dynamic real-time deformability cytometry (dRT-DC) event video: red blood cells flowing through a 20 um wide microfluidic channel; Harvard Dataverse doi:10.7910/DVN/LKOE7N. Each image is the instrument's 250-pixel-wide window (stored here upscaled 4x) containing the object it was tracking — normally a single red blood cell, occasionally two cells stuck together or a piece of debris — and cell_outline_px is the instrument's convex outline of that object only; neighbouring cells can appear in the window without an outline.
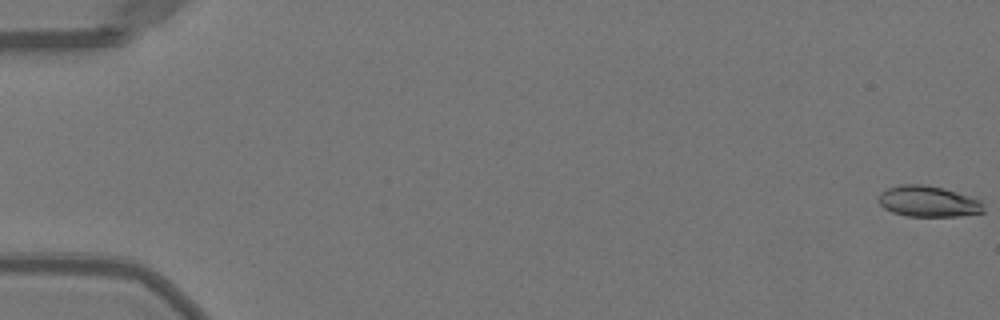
{"species": "Egyptian fruit bat (a non-hibernating species)", "species_latin": "Rousettus aegyptiacus", "temperature_condition": "warm", "stored_images_in_passage": 52, "camera_frame_rate_fps": 3000, "um_per_image_px": 0.085, "animal": {"sex": "female"}, "frame": {"image": 1, "passage_image": 1, "time_ms": 0.0, "image_size_px": [1000, 320], "cell_outline_px": [[984, 212], [960, 216], [908, 216], [892, 212], [884, 208], [880, 204], [880, 192], [888, 188], [900, 184], [924, 184], [944, 188], [980, 200], [984, 204]], "centroid_in_image_um": [78.91, 17.12], "position_along_channel_um": 6.1, "area_um2": 18.9}}
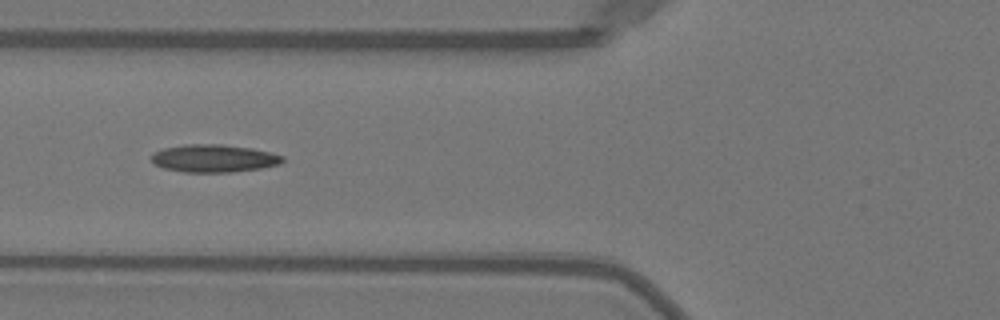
{"frame": {"image": 2, "passage_image": 21, "time_ms": 6.667, "image_size_px": [1000, 320], "cell_outline_px": [[284, 160], [280, 164], [260, 168], [232, 172], [184, 172], [164, 168], [156, 164], [152, 160], [152, 152], [164, 148], [184, 144], [224, 144], [252, 148], [284, 156]], "centroid_in_image_um": [18.18, 13.45], "position_along_channel_um": 107.6, "area_um2": 21.15}}
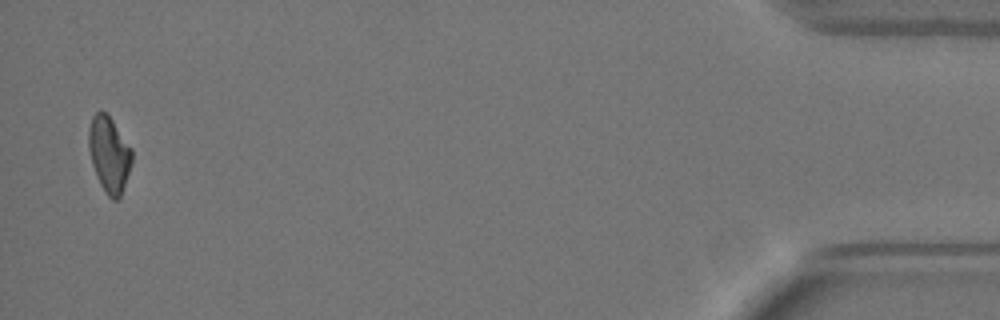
{"frame": {"image": 3, "passage_image": 51, "time_ms": 16.667, "image_size_px": [1000, 320], "cell_outline_px": [[132, 160], [120, 196], [116, 200], [112, 200], [104, 192], [96, 176], [92, 164], [88, 148], [88, 128], [92, 116], [96, 112], [104, 112], [112, 120], [132, 148]], "centroid_in_image_um": [9.25, 13.12], "position_along_channel_um": 425.9, "area_um2": 18.96}, "authors_computed_cell_mechanics": {"area_um2": 19.8832, "velocity_mm_per_s": 4.0262, "shape_relaxation_time_tau1_ms": 8.4589, "shape_relaxation_time_tau2_ms": 3.7967, "deformation_change_tau1": 0.2326, "deformation_change_tau2": 0.1161}}